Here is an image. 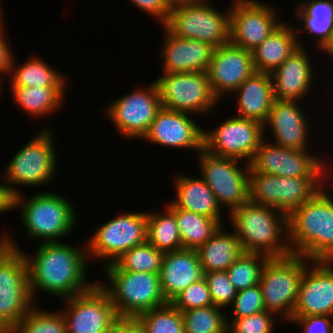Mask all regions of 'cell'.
Returning <instances> with one entry per match:
<instances>
[{
  "mask_svg": "<svg viewBox=\"0 0 333 333\" xmlns=\"http://www.w3.org/2000/svg\"><path fill=\"white\" fill-rule=\"evenodd\" d=\"M35 254L26 259L31 296L36 302L39 291L60 299L70 298L90 290L98 281H88L90 263L85 247L70 246L62 241L38 243ZM37 291V292H36Z\"/></svg>",
  "mask_w": 333,
  "mask_h": 333,
  "instance_id": "1",
  "label": "cell"
},
{
  "mask_svg": "<svg viewBox=\"0 0 333 333\" xmlns=\"http://www.w3.org/2000/svg\"><path fill=\"white\" fill-rule=\"evenodd\" d=\"M327 186L332 190L333 185L326 183L288 216V243L292 254L311 261H333V196Z\"/></svg>",
  "mask_w": 333,
  "mask_h": 333,
  "instance_id": "2",
  "label": "cell"
},
{
  "mask_svg": "<svg viewBox=\"0 0 333 333\" xmlns=\"http://www.w3.org/2000/svg\"><path fill=\"white\" fill-rule=\"evenodd\" d=\"M228 218L243 252L269 258L292 254L288 243V216L281 211L249 201L228 213Z\"/></svg>",
  "mask_w": 333,
  "mask_h": 333,
  "instance_id": "3",
  "label": "cell"
},
{
  "mask_svg": "<svg viewBox=\"0 0 333 333\" xmlns=\"http://www.w3.org/2000/svg\"><path fill=\"white\" fill-rule=\"evenodd\" d=\"M43 192L27 197L22 191L13 197V209L20 208L18 217L30 240L60 242L77 226V211L66 196Z\"/></svg>",
  "mask_w": 333,
  "mask_h": 333,
  "instance_id": "4",
  "label": "cell"
},
{
  "mask_svg": "<svg viewBox=\"0 0 333 333\" xmlns=\"http://www.w3.org/2000/svg\"><path fill=\"white\" fill-rule=\"evenodd\" d=\"M2 236L6 238V246L0 250V333H8L35 302L23 252L10 233L6 231Z\"/></svg>",
  "mask_w": 333,
  "mask_h": 333,
  "instance_id": "5",
  "label": "cell"
},
{
  "mask_svg": "<svg viewBox=\"0 0 333 333\" xmlns=\"http://www.w3.org/2000/svg\"><path fill=\"white\" fill-rule=\"evenodd\" d=\"M45 128L33 135L6 164L1 182L12 197L20 194V186H44L57 171V154L54 131ZM4 180V181H3ZM14 186V187H13ZM18 186V187H16Z\"/></svg>",
  "mask_w": 333,
  "mask_h": 333,
  "instance_id": "6",
  "label": "cell"
},
{
  "mask_svg": "<svg viewBox=\"0 0 333 333\" xmlns=\"http://www.w3.org/2000/svg\"><path fill=\"white\" fill-rule=\"evenodd\" d=\"M107 283L98 284L109 294L121 317H138L150 309L166 305L160 275L149 272L123 271L115 262L105 265Z\"/></svg>",
  "mask_w": 333,
  "mask_h": 333,
  "instance_id": "7",
  "label": "cell"
},
{
  "mask_svg": "<svg viewBox=\"0 0 333 333\" xmlns=\"http://www.w3.org/2000/svg\"><path fill=\"white\" fill-rule=\"evenodd\" d=\"M309 261L303 256L290 254L269 258L263 267L259 286L265 310L280 316L283 322L292 318L301 278Z\"/></svg>",
  "mask_w": 333,
  "mask_h": 333,
  "instance_id": "8",
  "label": "cell"
},
{
  "mask_svg": "<svg viewBox=\"0 0 333 333\" xmlns=\"http://www.w3.org/2000/svg\"><path fill=\"white\" fill-rule=\"evenodd\" d=\"M208 0L171 9L164 27L174 36L204 41L217 48L230 43V7L222 12Z\"/></svg>",
  "mask_w": 333,
  "mask_h": 333,
  "instance_id": "9",
  "label": "cell"
},
{
  "mask_svg": "<svg viewBox=\"0 0 333 333\" xmlns=\"http://www.w3.org/2000/svg\"><path fill=\"white\" fill-rule=\"evenodd\" d=\"M325 181L329 182L330 178H287L250 171V202L275 208L289 216L319 192Z\"/></svg>",
  "mask_w": 333,
  "mask_h": 333,
  "instance_id": "10",
  "label": "cell"
},
{
  "mask_svg": "<svg viewBox=\"0 0 333 333\" xmlns=\"http://www.w3.org/2000/svg\"><path fill=\"white\" fill-rule=\"evenodd\" d=\"M200 176L214 193L222 209L230 213L250 201V166L241 160L213 155L202 149L198 154ZM229 211V212H228Z\"/></svg>",
  "mask_w": 333,
  "mask_h": 333,
  "instance_id": "11",
  "label": "cell"
},
{
  "mask_svg": "<svg viewBox=\"0 0 333 333\" xmlns=\"http://www.w3.org/2000/svg\"><path fill=\"white\" fill-rule=\"evenodd\" d=\"M147 241V212H125L109 219L86 242L89 260H104L103 266L116 262L134 246Z\"/></svg>",
  "mask_w": 333,
  "mask_h": 333,
  "instance_id": "12",
  "label": "cell"
},
{
  "mask_svg": "<svg viewBox=\"0 0 333 333\" xmlns=\"http://www.w3.org/2000/svg\"><path fill=\"white\" fill-rule=\"evenodd\" d=\"M154 81L161 105L169 110L206 116L220 102L206 72L161 73Z\"/></svg>",
  "mask_w": 333,
  "mask_h": 333,
  "instance_id": "13",
  "label": "cell"
},
{
  "mask_svg": "<svg viewBox=\"0 0 333 333\" xmlns=\"http://www.w3.org/2000/svg\"><path fill=\"white\" fill-rule=\"evenodd\" d=\"M309 151L280 146L264 138L249 163L250 171L287 178H329L333 174L328 170L333 169L331 162Z\"/></svg>",
  "mask_w": 333,
  "mask_h": 333,
  "instance_id": "14",
  "label": "cell"
},
{
  "mask_svg": "<svg viewBox=\"0 0 333 333\" xmlns=\"http://www.w3.org/2000/svg\"><path fill=\"white\" fill-rule=\"evenodd\" d=\"M112 101L104 113L117 132L130 140L143 138L162 107L155 81Z\"/></svg>",
  "mask_w": 333,
  "mask_h": 333,
  "instance_id": "15",
  "label": "cell"
},
{
  "mask_svg": "<svg viewBox=\"0 0 333 333\" xmlns=\"http://www.w3.org/2000/svg\"><path fill=\"white\" fill-rule=\"evenodd\" d=\"M210 131L204 130L203 149L250 163L264 138L263 124L239 116L227 118Z\"/></svg>",
  "mask_w": 333,
  "mask_h": 333,
  "instance_id": "16",
  "label": "cell"
},
{
  "mask_svg": "<svg viewBox=\"0 0 333 333\" xmlns=\"http://www.w3.org/2000/svg\"><path fill=\"white\" fill-rule=\"evenodd\" d=\"M63 302L67 307L60 312L66 333H109L119 317L109 294L98 282L90 290L63 299Z\"/></svg>",
  "mask_w": 333,
  "mask_h": 333,
  "instance_id": "17",
  "label": "cell"
},
{
  "mask_svg": "<svg viewBox=\"0 0 333 333\" xmlns=\"http://www.w3.org/2000/svg\"><path fill=\"white\" fill-rule=\"evenodd\" d=\"M231 2L230 43L235 46L252 52L283 23L278 18L275 8L266 2L259 0Z\"/></svg>",
  "mask_w": 333,
  "mask_h": 333,
  "instance_id": "18",
  "label": "cell"
},
{
  "mask_svg": "<svg viewBox=\"0 0 333 333\" xmlns=\"http://www.w3.org/2000/svg\"><path fill=\"white\" fill-rule=\"evenodd\" d=\"M191 114L161 107L141 140L174 149H203L204 129Z\"/></svg>",
  "mask_w": 333,
  "mask_h": 333,
  "instance_id": "19",
  "label": "cell"
},
{
  "mask_svg": "<svg viewBox=\"0 0 333 333\" xmlns=\"http://www.w3.org/2000/svg\"><path fill=\"white\" fill-rule=\"evenodd\" d=\"M255 72L252 52L229 43L214 49L206 73L213 94L221 101Z\"/></svg>",
  "mask_w": 333,
  "mask_h": 333,
  "instance_id": "20",
  "label": "cell"
},
{
  "mask_svg": "<svg viewBox=\"0 0 333 333\" xmlns=\"http://www.w3.org/2000/svg\"><path fill=\"white\" fill-rule=\"evenodd\" d=\"M332 313L333 261L310 260L301 278L292 316H330Z\"/></svg>",
  "mask_w": 333,
  "mask_h": 333,
  "instance_id": "21",
  "label": "cell"
},
{
  "mask_svg": "<svg viewBox=\"0 0 333 333\" xmlns=\"http://www.w3.org/2000/svg\"><path fill=\"white\" fill-rule=\"evenodd\" d=\"M301 104V101L275 100L263 125L264 137L265 131H269L268 127L272 130L275 144L297 150H310L308 137L312 124H309L311 121H308L310 119L307 118Z\"/></svg>",
  "mask_w": 333,
  "mask_h": 333,
  "instance_id": "22",
  "label": "cell"
},
{
  "mask_svg": "<svg viewBox=\"0 0 333 333\" xmlns=\"http://www.w3.org/2000/svg\"><path fill=\"white\" fill-rule=\"evenodd\" d=\"M162 73L207 72L215 47L207 42L171 34L164 26Z\"/></svg>",
  "mask_w": 333,
  "mask_h": 333,
  "instance_id": "23",
  "label": "cell"
},
{
  "mask_svg": "<svg viewBox=\"0 0 333 333\" xmlns=\"http://www.w3.org/2000/svg\"><path fill=\"white\" fill-rule=\"evenodd\" d=\"M307 50L300 46L270 74L276 100L302 101L311 93L317 74Z\"/></svg>",
  "mask_w": 333,
  "mask_h": 333,
  "instance_id": "24",
  "label": "cell"
},
{
  "mask_svg": "<svg viewBox=\"0 0 333 333\" xmlns=\"http://www.w3.org/2000/svg\"><path fill=\"white\" fill-rule=\"evenodd\" d=\"M159 275L163 296L170 302L190 284L204 277L196 249L165 253Z\"/></svg>",
  "mask_w": 333,
  "mask_h": 333,
  "instance_id": "25",
  "label": "cell"
},
{
  "mask_svg": "<svg viewBox=\"0 0 333 333\" xmlns=\"http://www.w3.org/2000/svg\"><path fill=\"white\" fill-rule=\"evenodd\" d=\"M235 93L239 97L236 99V116L255 120L264 125L276 100L271 75L255 72L232 95Z\"/></svg>",
  "mask_w": 333,
  "mask_h": 333,
  "instance_id": "26",
  "label": "cell"
},
{
  "mask_svg": "<svg viewBox=\"0 0 333 333\" xmlns=\"http://www.w3.org/2000/svg\"><path fill=\"white\" fill-rule=\"evenodd\" d=\"M173 182L176 195L170 202L175 207L213 218L224 224L221 215V211L224 210H221L214 193L202 177L177 174Z\"/></svg>",
  "mask_w": 333,
  "mask_h": 333,
  "instance_id": "27",
  "label": "cell"
},
{
  "mask_svg": "<svg viewBox=\"0 0 333 333\" xmlns=\"http://www.w3.org/2000/svg\"><path fill=\"white\" fill-rule=\"evenodd\" d=\"M295 28L284 22L276 28L253 51V64L256 72L271 74L294 51L303 47Z\"/></svg>",
  "mask_w": 333,
  "mask_h": 333,
  "instance_id": "28",
  "label": "cell"
},
{
  "mask_svg": "<svg viewBox=\"0 0 333 333\" xmlns=\"http://www.w3.org/2000/svg\"><path fill=\"white\" fill-rule=\"evenodd\" d=\"M294 9V21L300 20L299 25L302 24L299 28L295 26L297 35L300 30L305 31L315 39V48L322 51L333 34V0H303Z\"/></svg>",
  "mask_w": 333,
  "mask_h": 333,
  "instance_id": "29",
  "label": "cell"
},
{
  "mask_svg": "<svg viewBox=\"0 0 333 333\" xmlns=\"http://www.w3.org/2000/svg\"><path fill=\"white\" fill-rule=\"evenodd\" d=\"M223 225L196 249L203 273L226 271L244 252L234 231H225Z\"/></svg>",
  "mask_w": 333,
  "mask_h": 333,
  "instance_id": "30",
  "label": "cell"
},
{
  "mask_svg": "<svg viewBox=\"0 0 333 333\" xmlns=\"http://www.w3.org/2000/svg\"><path fill=\"white\" fill-rule=\"evenodd\" d=\"M11 87V88H10ZM12 99L33 118L56 113L64 105L67 87H19L9 86Z\"/></svg>",
  "mask_w": 333,
  "mask_h": 333,
  "instance_id": "31",
  "label": "cell"
},
{
  "mask_svg": "<svg viewBox=\"0 0 333 333\" xmlns=\"http://www.w3.org/2000/svg\"><path fill=\"white\" fill-rule=\"evenodd\" d=\"M21 65L16 64L13 58L9 72L10 86L19 87H68V78L56 67L49 65L40 56L27 58ZM56 68V69H55ZM67 81V82H66Z\"/></svg>",
  "mask_w": 333,
  "mask_h": 333,
  "instance_id": "32",
  "label": "cell"
},
{
  "mask_svg": "<svg viewBox=\"0 0 333 333\" xmlns=\"http://www.w3.org/2000/svg\"><path fill=\"white\" fill-rule=\"evenodd\" d=\"M165 205L175 214L183 249H197L207 243L222 226L213 218L178 209L170 201Z\"/></svg>",
  "mask_w": 333,
  "mask_h": 333,
  "instance_id": "33",
  "label": "cell"
},
{
  "mask_svg": "<svg viewBox=\"0 0 333 333\" xmlns=\"http://www.w3.org/2000/svg\"><path fill=\"white\" fill-rule=\"evenodd\" d=\"M165 206L163 212H147V241L159 251L168 253L183 247L175 214Z\"/></svg>",
  "mask_w": 333,
  "mask_h": 333,
  "instance_id": "34",
  "label": "cell"
},
{
  "mask_svg": "<svg viewBox=\"0 0 333 333\" xmlns=\"http://www.w3.org/2000/svg\"><path fill=\"white\" fill-rule=\"evenodd\" d=\"M211 305L183 311L184 333H228L225 309Z\"/></svg>",
  "mask_w": 333,
  "mask_h": 333,
  "instance_id": "35",
  "label": "cell"
},
{
  "mask_svg": "<svg viewBox=\"0 0 333 333\" xmlns=\"http://www.w3.org/2000/svg\"><path fill=\"white\" fill-rule=\"evenodd\" d=\"M164 254L146 241L125 251L115 263L123 271L160 274Z\"/></svg>",
  "mask_w": 333,
  "mask_h": 333,
  "instance_id": "36",
  "label": "cell"
},
{
  "mask_svg": "<svg viewBox=\"0 0 333 333\" xmlns=\"http://www.w3.org/2000/svg\"><path fill=\"white\" fill-rule=\"evenodd\" d=\"M269 257L244 252L226 271L237 291L259 284L263 267Z\"/></svg>",
  "mask_w": 333,
  "mask_h": 333,
  "instance_id": "37",
  "label": "cell"
},
{
  "mask_svg": "<svg viewBox=\"0 0 333 333\" xmlns=\"http://www.w3.org/2000/svg\"><path fill=\"white\" fill-rule=\"evenodd\" d=\"M8 333H66L60 311L48 312L34 305Z\"/></svg>",
  "mask_w": 333,
  "mask_h": 333,
  "instance_id": "38",
  "label": "cell"
},
{
  "mask_svg": "<svg viewBox=\"0 0 333 333\" xmlns=\"http://www.w3.org/2000/svg\"><path fill=\"white\" fill-rule=\"evenodd\" d=\"M137 318L143 323L147 333H184L182 312L170 302L150 309Z\"/></svg>",
  "mask_w": 333,
  "mask_h": 333,
  "instance_id": "39",
  "label": "cell"
},
{
  "mask_svg": "<svg viewBox=\"0 0 333 333\" xmlns=\"http://www.w3.org/2000/svg\"><path fill=\"white\" fill-rule=\"evenodd\" d=\"M276 316L265 310L241 318H227L228 333H274Z\"/></svg>",
  "mask_w": 333,
  "mask_h": 333,
  "instance_id": "40",
  "label": "cell"
},
{
  "mask_svg": "<svg viewBox=\"0 0 333 333\" xmlns=\"http://www.w3.org/2000/svg\"><path fill=\"white\" fill-rule=\"evenodd\" d=\"M170 303L181 312L213 305L211 294L204 277L198 282L190 284L177 294Z\"/></svg>",
  "mask_w": 333,
  "mask_h": 333,
  "instance_id": "41",
  "label": "cell"
},
{
  "mask_svg": "<svg viewBox=\"0 0 333 333\" xmlns=\"http://www.w3.org/2000/svg\"><path fill=\"white\" fill-rule=\"evenodd\" d=\"M211 294L213 305L222 309L229 308L237 295V290L230 282L227 271L204 273Z\"/></svg>",
  "mask_w": 333,
  "mask_h": 333,
  "instance_id": "42",
  "label": "cell"
},
{
  "mask_svg": "<svg viewBox=\"0 0 333 333\" xmlns=\"http://www.w3.org/2000/svg\"><path fill=\"white\" fill-rule=\"evenodd\" d=\"M231 316L227 318H241L265 311L261 288L258 285L237 291L233 304Z\"/></svg>",
  "mask_w": 333,
  "mask_h": 333,
  "instance_id": "43",
  "label": "cell"
},
{
  "mask_svg": "<svg viewBox=\"0 0 333 333\" xmlns=\"http://www.w3.org/2000/svg\"><path fill=\"white\" fill-rule=\"evenodd\" d=\"M288 322L300 325L304 333H331V318L328 315L292 316Z\"/></svg>",
  "mask_w": 333,
  "mask_h": 333,
  "instance_id": "44",
  "label": "cell"
},
{
  "mask_svg": "<svg viewBox=\"0 0 333 333\" xmlns=\"http://www.w3.org/2000/svg\"><path fill=\"white\" fill-rule=\"evenodd\" d=\"M130 2L141 12L159 20L161 26H164L169 19L171 9L163 0H130Z\"/></svg>",
  "mask_w": 333,
  "mask_h": 333,
  "instance_id": "45",
  "label": "cell"
},
{
  "mask_svg": "<svg viewBox=\"0 0 333 333\" xmlns=\"http://www.w3.org/2000/svg\"><path fill=\"white\" fill-rule=\"evenodd\" d=\"M5 23H3L0 26V79L3 80L6 75L8 77L12 61L14 58V52L11 49V45L7 41V38L5 37Z\"/></svg>",
  "mask_w": 333,
  "mask_h": 333,
  "instance_id": "46",
  "label": "cell"
},
{
  "mask_svg": "<svg viewBox=\"0 0 333 333\" xmlns=\"http://www.w3.org/2000/svg\"><path fill=\"white\" fill-rule=\"evenodd\" d=\"M109 333H147L137 317L119 316L112 324Z\"/></svg>",
  "mask_w": 333,
  "mask_h": 333,
  "instance_id": "47",
  "label": "cell"
},
{
  "mask_svg": "<svg viewBox=\"0 0 333 333\" xmlns=\"http://www.w3.org/2000/svg\"><path fill=\"white\" fill-rule=\"evenodd\" d=\"M166 5L172 9L176 6H180V5H185V4H188V3H191V2H194L196 0H163Z\"/></svg>",
  "mask_w": 333,
  "mask_h": 333,
  "instance_id": "48",
  "label": "cell"
},
{
  "mask_svg": "<svg viewBox=\"0 0 333 333\" xmlns=\"http://www.w3.org/2000/svg\"><path fill=\"white\" fill-rule=\"evenodd\" d=\"M321 52L325 53V55L327 54L329 56L328 59L331 60L330 62L331 63L333 62V34H332L331 40L329 41L327 46Z\"/></svg>",
  "mask_w": 333,
  "mask_h": 333,
  "instance_id": "49",
  "label": "cell"
},
{
  "mask_svg": "<svg viewBox=\"0 0 333 333\" xmlns=\"http://www.w3.org/2000/svg\"><path fill=\"white\" fill-rule=\"evenodd\" d=\"M1 1V0H0ZM2 5H1V2H0V26L4 23V21L5 20H3L4 19V14H3V9H2V7H1Z\"/></svg>",
  "mask_w": 333,
  "mask_h": 333,
  "instance_id": "50",
  "label": "cell"
},
{
  "mask_svg": "<svg viewBox=\"0 0 333 333\" xmlns=\"http://www.w3.org/2000/svg\"><path fill=\"white\" fill-rule=\"evenodd\" d=\"M331 318V333H333V313L330 315Z\"/></svg>",
  "mask_w": 333,
  "mask_h": 333,
  "instance_id": "51",
  "label": "cell"
},
{
  "mask_svg": "<svg viewBox=\"0 0 333 333\" xmlns=\"http://www.w3.org/2000/svg\"><path fill=\"white\" fill-rule=\"evenodd\" d=\"M3 81H4V80H1V79H0V94H2V89H3V88H2V84H3Z\"/></svg>",
  "mask_w": 333,
  "mask_h": 333,
  "instance_id": "52",
  "label": "cell"
}]
</instances>
